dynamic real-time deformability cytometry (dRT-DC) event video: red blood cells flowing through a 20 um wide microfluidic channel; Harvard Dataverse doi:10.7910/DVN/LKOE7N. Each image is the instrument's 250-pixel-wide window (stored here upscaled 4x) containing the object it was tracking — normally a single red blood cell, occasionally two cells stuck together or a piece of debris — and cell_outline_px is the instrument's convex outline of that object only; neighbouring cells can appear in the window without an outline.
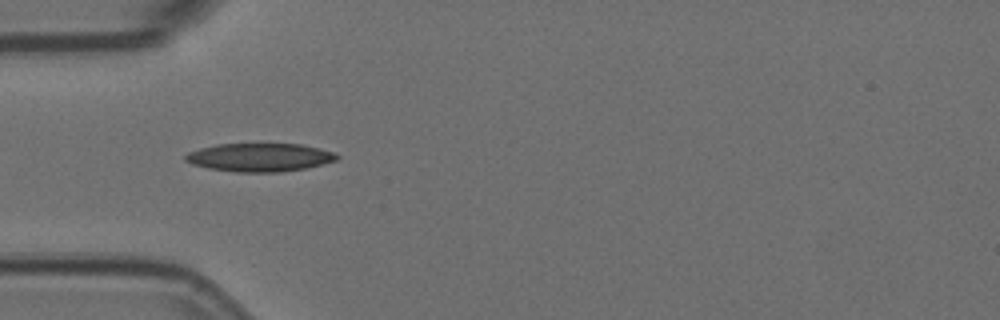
{"species": "Egyptian fruit bat (a non-hibernating species)", "species_latin": "Rousettus aegyptiacus", "temperature_condition": "room temperature", "stored_images_in_passage": 6, "camera_frame_rate_fps": 3000, "um_per_image_px": 0.085, "animal": {"sex": "female"}, "frame": {"image": 1, "passage_image": 5, "time_ms": 1.333, "image_size_px": [1000, 320], "cell_outline_px": [[340, 156], [336, 160], [304, 168], [280, 172], [236, 172], [208, 168], [192, 164], [184, 160], [184, 156], [188, 152], [200, 148], [216, 144], [300, 144], [320, 148], [332, 152]], "centroid_in_image_um": [22.03, 13.37], "position_along_channel_um": 63.0, "area_um2": 24.85}}
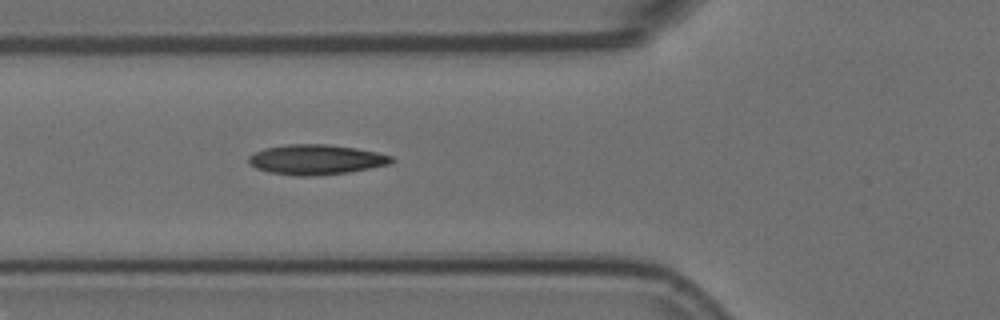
{"frame": {"image": 2, "passage_image": 6, "time_ms": 1.667, "image_size_px": [1000, 320], "cell_outline_px": [[396, 160], [388, 164], [348, 172], [312, 176], [296, 176], [272, 172], [256, 168], [248, 160], [248, 156], [264, 148], [288, 144], [328, 144], [356, 148], [376, 152], [392, 156]], "centroid_in_image_um": [26.87, 13.55], "position_along_channel_um": 98.9, "area_um2": 24.74}}